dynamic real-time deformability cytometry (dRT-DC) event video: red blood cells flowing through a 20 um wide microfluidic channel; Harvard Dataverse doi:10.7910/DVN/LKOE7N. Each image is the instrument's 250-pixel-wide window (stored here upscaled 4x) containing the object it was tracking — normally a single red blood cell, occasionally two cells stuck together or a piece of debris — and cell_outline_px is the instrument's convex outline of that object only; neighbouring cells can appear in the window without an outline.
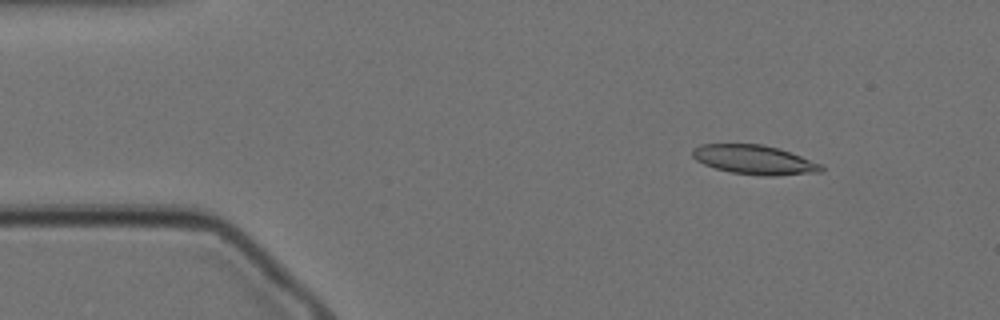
{"species": "Egyptian fruit bat (a non-hibernating species)", "species_latin": "Rousettus aegyptiacus", "temperature_condition": "cold", "stored_images_in_passage": 16, "camera_frame_rate_fps": 3000, "um_per_image_px": 0.085, "animal": {"sex": "female"}, "frame": {"image": 1, "passage_image": 6, "time_ms": 1.667, "image_size_px": [1000, 320], "cell_outline_px": [[824, 172], [776, 176], [764, 176], [728, 172], [704, 164], [696, 160], [692, 156], [692, 148], [700, 144], [764, 144], [780, 148], [824, 164]], "centroid_in_image_um": [64.18, 13.58], "position_along_channel_um": 20.8, "area_um2": 22.43}}